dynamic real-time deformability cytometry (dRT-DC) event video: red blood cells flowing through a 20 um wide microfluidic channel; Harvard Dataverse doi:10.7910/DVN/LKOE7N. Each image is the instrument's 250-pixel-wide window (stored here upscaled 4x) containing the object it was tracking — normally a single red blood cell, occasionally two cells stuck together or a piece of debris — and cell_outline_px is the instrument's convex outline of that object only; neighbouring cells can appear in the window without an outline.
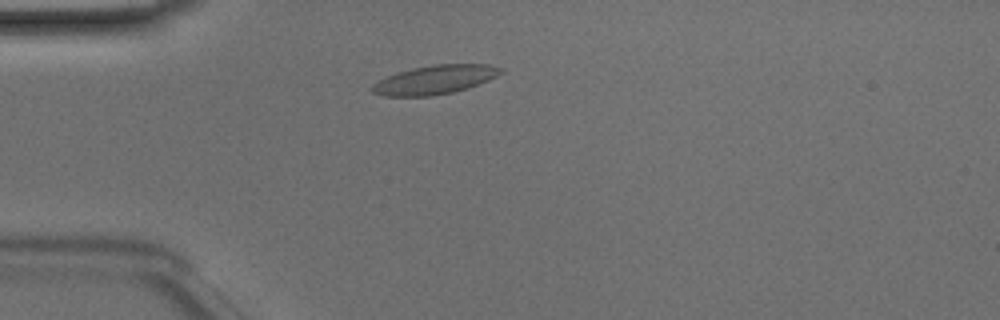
{"species": "Egyptian fruit bat (a non-hibernating species)", "species_latin": "Rousettus aegyptiacus", "temperature_condition": "room temperature", "stored_images_in_passage": 43, "camera_frame_rate_fps": 3000, "um_per_image_px": 0.085, "animal": {"sex": "male"}, "frame": {"image": 1, "passage_image": 7, "time_ms": 2.0, "image_size_px": [1000, 320], "cell_outline_px": [[504, 72], [488, 80], [468, 88], [452, 92], [432, 96], [384, 96], [372, 92], [372, 84], [388, 76], [412, 68], [436, 64], [488, 64], [504, 68]], "centroid_in_image_um": [37.0, 6.77], "position_along_channel_um": 48.0, "area_um2": 21.5}}
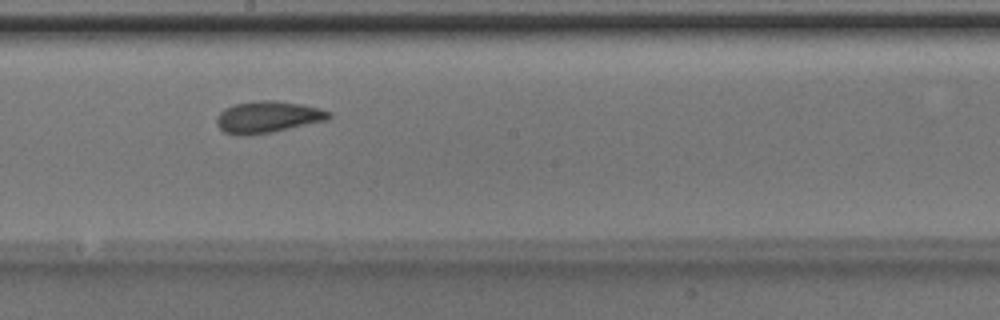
{"frame": {"image": 2, "passage_image": 21, "time_ms": 6.667, "image_size_px": [1000, 320], "cell_outline_px": [[332, 116], [328, 120], [272, 132], [248, 136], [236, 136], [224, 132], [216, 124], [216, 116], [224, 108], [236, 104], [256, 100], [276, 100], [304, 104], [320, 108], [332, 112]], "centroid_in_image_um": [22.76, 9.95], "position_along_channel_um": 225.4, "area_um2": 21.15}}
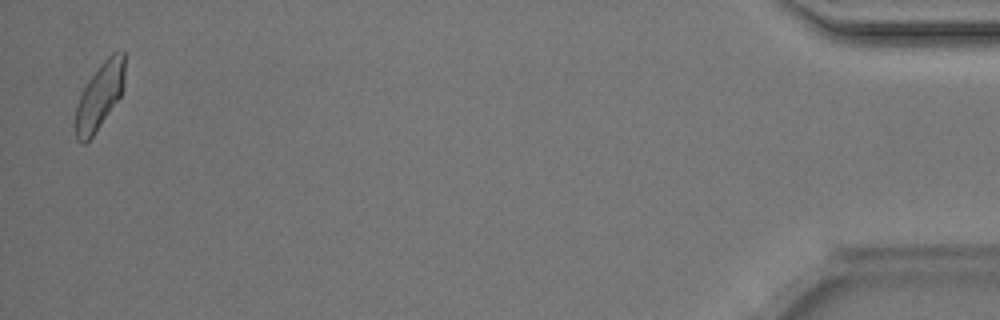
{"frame": {"image": 3, "passage_image": 42, "time_ms": 13.667, "image_size_px": [1000, 320], "cell_outline_px": [[124, 84], [120, 96], [92, 136], [84, 144], [76, 140], [76, 104], [88, 80], [100, 64], [112, 52], [124, 48]], "centroid_in_image_um": [8.48, 8.11], "position_along_channel_um": 426.7, "area_um2": 18.79}, "authors_computed_cell_mechanics": {"area_um2": 19.941, "velocity_mm_per_s": 4.1418, "shape_relaxation_time_tau1_ms": 3.0928, "shape_relaxation_time_tau2_ms": 2.6381, "deformation_change_tau1": 0.1361, "deformation_change_tau2": 0.0901}}